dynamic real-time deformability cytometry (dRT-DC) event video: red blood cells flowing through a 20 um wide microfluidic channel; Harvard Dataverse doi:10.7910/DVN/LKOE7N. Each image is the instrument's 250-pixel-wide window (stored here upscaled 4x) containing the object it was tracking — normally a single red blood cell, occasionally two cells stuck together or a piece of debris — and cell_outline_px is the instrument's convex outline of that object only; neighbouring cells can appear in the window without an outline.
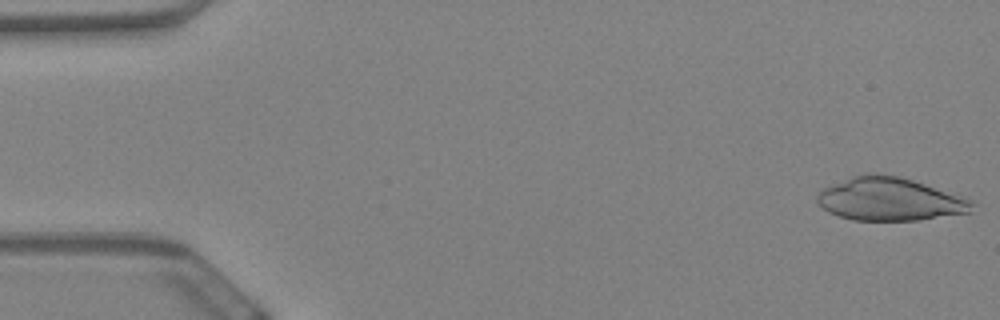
{"species": "Egyptian fruit bat (a non-hibernating species)", "species_latin": "Rousettus aegyptiacus", "temperature_condition": "warm", "stored_images_in_passage": 59, "camera_frame_rate_fps": 3000, "um_per_image_px": 0.085, "animal": {"sex": "female"}, "frame": {"image": 1, "passage_image": 1, "time_ms": 0.0, "image_size_px": [1000, 320], "cell_outline_px": [[972, 204], [968, 212], [920, 220], [852, 220], [828, 212], [816, 200], [816, 196], [824, 188], [852, 176], [900, 176], [972, 200]], "centroid_in_image_um": [75.6, 16.96], "position_along_channel_um": 9.4, "area_um2": 37.57}}